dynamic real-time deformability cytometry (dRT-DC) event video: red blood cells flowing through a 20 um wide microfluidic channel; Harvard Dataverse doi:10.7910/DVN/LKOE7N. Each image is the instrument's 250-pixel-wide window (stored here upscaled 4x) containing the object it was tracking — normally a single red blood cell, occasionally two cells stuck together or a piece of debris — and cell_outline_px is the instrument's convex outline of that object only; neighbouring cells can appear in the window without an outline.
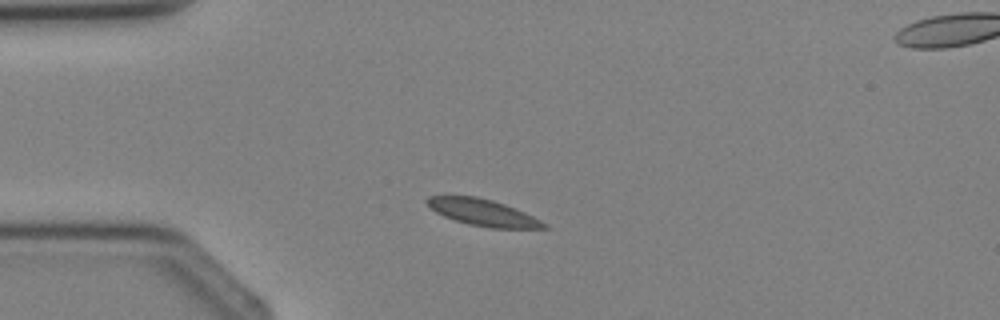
{"species": "Egyptian fruit bat (a non-hibernating species)", "species_latin": "Rousettus aegyptiacus", "temperature_condition": "cold", "stored_images_in_passage": 2, "camera_frame_rate_fps": 3000, "um_per_image_px": 0.085, "animal": {"sex": "female"}, "frame": {"image": 1, "passage_image": 1, "time_ms": 0.0, "image_size_px": [1000, 320], "cell_outline_px": [[548, 228], [488, 228], [468, 224], [444, 216], [436, 212], [424, 200], [428, 196], [476, 196], [492, 200], [504, 204], [524, 212], [548, 224]], "centroid_in_image_um": [41.05, 18.06], "position_along_channel_um": 44.0, "area_um2": 17.92}}